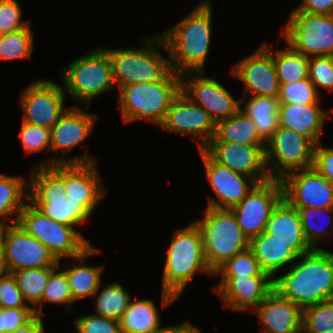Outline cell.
I'll return each instance as SVG.
<instances>
[{"label": "cell", "mask_w": 333, "mask_h": 333, "mask_svg": "<svg viewBox=\"0 0 333 333\" xmlns=\"http://www.w3.org/2000/svg\"><path fill=\"white\" fill-rule=\"evenodd\" d=\"M267 42L249 56L234 63L232 74L244 83L242 96H267L278 98L280 84L274 67L272 50Z\"/></svg>", "instance_id": "18"}, {"label": "cell", "mask_w": 333, "mask_h": 333, "mask_svg": "<svg viewBox=\"0 0 333 333\" xmlns=\"http://www.w3.org/2000/svg\"><path fill=\"white\" fill-rule=\"evenodd\" d=\"M308 78L316 87L333 91V56L309 58Z\"/></svg>", "instance_id": "43"}, {"label": "cell", "mask_w": 333, "mask_h": 333, "mask_svg": "<svg viewBox=\"0 0 333 333\" xmlns=\"http://www.w3.org/2000/svg\"><path fill=\"white\" fill-rule=\"evenodd\" d=\"M28 202L20 212L17 223L45 245L58 261L61 258L70 261L92 246L91 239L86 240L81 231L46 217L30 201Z\"/></svg>", "instance_id": "10"}, {"label": "cell", "mask_w": 333, "mask_h": 333, "mask_svg": "<svg viewBox=\"0 0 333 333\" xmlns=\"http://www.w3.org/2000/svg\"><path fill=\"white\" fill-rule=\"evenodd\" d=\"M211 6L210 0L199 2L181 21L160 33L161 48L166 51L172 70L178 75L204 72L212 39Z\"/></svg>", "instance_id": "1"}, {"label": "cell", "mask_w": 333, "mask_h": 333, "mask_svg": "<svg viewBox=\"0 0 333 333\" xmlns=\"http://www.w3.org/2000/svg\"><path fill=\"white\" fill-rule=\"evenodd\" d=\"M300 217V221L302 223L303 232L305 235V238L307 239L309 245L313 249H320L317 245L320 244V242H323L322 238H328L330 237L329 231L326 229V227H321L320 223H322V219L320 216L325 217V220L328 222L331 221V215L333 214V207L330 208H296ZM322 214V215H320ZM327 214V215H326ZM331 214V215H328ZM320 217V218H319ZM316 219V223L313 222ZM318 220V221H317ZM320 220V222H319ZM319 222V226H317V223ZM314 223V224H313Z\"/></svg>", "instance_id": "37"}, {"label": "cell", "mask_w": 333, "mask_h": 333, "mask_svg": "<svg viewBox=\"0 0 333 333\" xmlns=\"http://www.w3.org/2000/svg\"><path fill=\"white\" fill-rule=\"evenodd\" d=\"M33 39L34 34L30 24L21 30L0 35V60L31 59L34 51Z\"/></svg>", "instance_id": "36"}, {"label": "cell", "mask_w": 333, "mask_h": 333, "mask_svg": "<svg viewBox=\"0 0 333 333\" xmlns=\"http://www.w3.org/2000/svg\"><path fill=\"white\" fill-rule=\"evenodd\" d=\"M117 97L122 121L146 120L160 126L175 97L181 92V75L172 71L163 81L121 87Z\"/></svg>", "instance_id": "5"}, {"label": "cell", "mask_w": 333, "mask_h": 333, "mask_svg": "<svg viewBox=\"0 0 333 333\" xmlns=\"http://www.w3.org/2000/svg\"><path fill=\"white\" fill-rule=\"evenodd\" d=\"M65 94L63 86L51 79L32 82L20 94L18 104L23 111L22 122L51 130L69 108L64 105Z\"/></svg>", "instance_id": "13"}, {"label": "cell", "mask_w": 333, "mask_h": 333, "mask_svg": "<svg viewBox=\"0 0 333 333\" xmlns=\"http://www.w3.org/2000/svg\"><path fill=\"white\" fill-rule=\"evenodd\" d=\"M29 178V201L46 217L77 227L92 215L82 204L65 195L64 181L50 167H33Z\"/></svg>", "instance_id": "6"}, {"label": "cell", "mask_w": 333, "mask_h": 333, "mask_svg": "<svg viewBox=\"0 0 333 333\" xmlns=\"http://www.w3.org/2000/svg\"><path fill=\"white\" fill-rule=\"evenodd\" d=\"M265 148L266 145L209 142L203 150L218 164L262 183L271 179L266 167Z\"/></svg>", "instance_id": "21"}, {"label": "cell", "mask_w": 333, "mask_h": 333, "mask_svg": "<svg viewBox=\"0 0 333 333\" xmlns=\"http://www.w3.org/2000/svg\"><path fill=\"white\" fill-rule=\"evenodd\" d=\"M250 96V98L249 96H241L240 105L243 107L240 109L253 120L258 134L267 142L279 128V99L267 96Z\"/></svg>", "instance_id": "29"}, {"label": "cell", "mask_w": 333, "mask_h": 333, "mask_svg": "<svg viewBox=\"0 0 333 333\" xmlns=\"http://www.w3.org/2000/svg\"><path fill=\"white\" fill-rule=\"evenodd\" d=\"M282 198L281 181L270 179L257 183L248 195L231 209L249 241L265 231L274 207Z\"/></svg>", "instance_id": "15"}, {"label": "cell", "mask_w": 333, "mask_h": 333, "mask_svg": "<svg viewBox=\"0 0 333 333\" xmlns=\"http://www.w3.org/2000/svg\"><path fill=\"white\" fill-rule=\"evenodd\" d=\"M145 38L142 40L145 44L141 48L103 47L111 59L113 78L118 90L129 84L163 81L173 71L171 59L165 58L157 49L162 47L161 34Z\"/></svg>", "instance_id": "4"}, {"label": "cell", "mask_w": 333, "mask_h": 333, "mask_svg": "<svg viewBox=\"0 0 333 333\" xmlns=\"http://www.w3.org/2000/svg\"><path fill=\"white\" fill-rule=\"evenodd\" d=\"M249 249L253 252L263 272L273 280L277 276L276 273L286 265L289 268L299 257L289 247V244L275 239V236L267 234L265 231L250 240Z\"/></svg>", "instance_id": "27"}, {"label": "cell", "mask_w": 333, "mask_h": 333, "mask_svg": "<svg viewBox=\"0 0 333 333\" xmlns=\"http://www.w3.org/2000/svg\"><path fill=\"white\" fill-rule=\"evenodd\" d=\"M1 308H32L25 301L12 273L0 279Z\"/></svg>", "instance_id": "46"}, {"label": "cell", "mask_w": 333, "mask_h": 333, "mask_svg": "<svg viewBox=\"0 0 333 333\" xmlns=\"http://www.w3.org/2000/svg\"><path fill=\"white\" fill-rule=\"evenodd\" d=\"M103 288L100 293L97 291L92 297L96 299V315L120 321L131 301L130 294L115 281L104 284Z\"/></svg>", "instance_id": "35"}, {"label": "cell", "mask_w": 333, "mask_h": 333, "mask_svg": "<svg viewBox=\"0 0 333 333\" xmlns=\"http://www.w3.org/2000/svg\"><path fill=\"white\" fill-rule=\"evenodd\" d=\"M2 245L9 273L21 269L60 266L54 255L18 223L0 226Z\"/></svg>", "instance_id": "14"}, {"label": "cell", "mask_w": 333, "mask_h": 333, "mask_svg": "<svg viewBox=\"0 0 333 333\" xmlns=\"http://www.w3.org/2000/svg\"><path fill=\"white\" fill-rule=\"evenodd\" d=\"M8 274L9 271L6 265L5 254L0 243V279L6 277Z\"/></svg>", "instance_id": "52"}, {"label": "cell", "mask_w": 333, "mask_h": 333, "mask_svg": "<svg viewBox=\"0 0 333 333\" xmlns=\"http://www.w3.org/2000/svg\"><path fill=\"white\" fill-rule=\"evenodd\" d=\"M280 103H299L300 105H310L320 103V93L309 79L280 84L279 96Z\"/></svg>", "instance_id": "41"}, {"label": "cell", "mask_w": 333, "mask_h": 333, "mask_svg": "<svg viewBox=\"0 0 333 333\" xmlns=\"http://www.w3.org/2000/svg\"><path fill=\"white\" fill-rule=\"evenodd\" d=\"M174 135H188L203 149L214 137L216 123L209 113L182 91L175 97L163 123L159 126Z\"/></svg>", "instance_id": "17"}, {"label": "cell", "mask_w": 333, "mask_h": 333, "mask_svg": "<svg viewBox=\"0 0 333 333\" xmlns=\"http://www.w3.org/2000/svg\"><path fill=\"white\" fill-rule=\"evenodd\" d=\"M316 144L309 138L283 126L266 142L265 160L271 179L313 167Z\"/></svg>", "instance_id": "11"}, {"label": "cell", "mask_w": 333, "mask_h": 333, "mask_svg": "<svg viewBox=\"0 0 333 333\" xmlns=\"http://www.w3.org/2000/svg\"><path fill=\"white\" fill-rule=\"evenodd\" d=\"M269 276L263 272L259 262L254 257L253 252L248 248L247 250L236 254L231 259L227 260L215 272L214 276Z\"/></svg>", "instance_id": "39"}, {"label": "cell", "mask_w": 333, "mask_h": 333, "mask_svg": "<svg viewBox=\"0 0 333 333\" xmlns=\"http://www.w3.org/2000/svg\"><path fill=\"white\" fill-rule=\"evenodd\" d=\"M25 200L29 201V178L0 174V226L17 223Z\"/></svg>", "instance_id": "30"}, {"label": "cell", "mask_w": 333, "mask_h": 333, "mask_svg": "<svg viewBox=\"0 0 333 333\" xmlns=\"http://www.w3.org/2000/svg\"><path fill=\"white\" fill-rule=\"evenodd\" d=\"M74 333H120V322L99 315L90 314L74 320ZM73 333V332H72Z\"/></svg>", "instance_id": "45"}, {"label": "cell", "mask_w": 333, "mask_h": 333, "mask_svg": "<svg viewBox=\"0 0 333 333\" xmlns=\"http://www.w3.org/2000/svg\"><path fill=\"white\" fill-rule=\"evenodd\" d=\"M22 10L17 0H0V35L26 28L30 21L22 20Z\"/></svg>", "instance_id": "44"}, {"label": "cell", "mask_w": 333, "mask_h": 333, "mask_svg": "<svg viewBox=\"0 0 333 333\" xmlns=\"http://www.w3.org/2000/svg\"><path fill=\"white\" fill-rule=\"evenodd\" d=\"M280 181L283 198L295 208L333 207V183L313 167L291 172Z\"/></svg>", "instance_id": "20"}, {"label": "cell", "mask_w": 333, "mask_h": 333, "mask_svg": "<svg viewBox=\"0 0 333 333\" xmlns=\"http://www.w3.org/2000/svg\"><path fill=\"white\" fill-rule=\"evenodd\" d=\"M281 31L284 41L308 58L333 56V15L290 12Z\"/></svg>", "instance_id": "12"}, {"label": "cell", "mask_w": 333, "mask_h": 333, "mask_svg": "<svg viewBox=\"0 0 333 333\" xmlns=\"http://www.w3.org/2000/svg\"><path fill=\"white\" fill-rule=\"evenodd\" d=\"M299 260V261H297ZM273 280V289L302 311L333 300V252L313 249Z\"/></svg>", "instance_id": "2"}, {"label": "cell", "mask_w": 333, "mask_h": 333, "mask_svg": "<svg viewBox=\"0 0 333 333\" xmlns=\"http://www.w3.org/2000/svg\"><path fill=\"white\" fill-rule=\"evenodd\" d=\"M333 328V300L302 311V333H325Z\"/></svg>", "instance_id": "40"}, {"label": "cell", "mask_w": 333, "mask_h": 333, "mask_svg": "<svg viewBox=\"0 0 333 333\" xmlns=\"http://www.w3.org/2000/svg\"><path fill=\"white\" fill-rule=\"evenodd\" d=\"M58 267H55L51 271L44 289L41 299V317H43V303L64 304L67 308L66 311H70L72 308L71 305L75 302L72 298L66 273L64 270L56 272Z\"/></svg>", "instance_id": "38"}, {"label": "cell", "mask_w": 333, "mask_h": 333, "mask_svg": "<svg viewBox=\"0 0 333 333\" xmlns=\"http://www.w3.org/2000/svg\"><path fill=\"white\" fill-rule=\"evenodd\" d=\"M212 289L225 308L252 312L274 290L270 276H221Z\"/></svg>", "instance_id": "22"}, {"label": "cell", "mask_w": 333, "mask_h": 333, "mask_svg": "<svg viewBox=\"0 0 333 333\" xmlns=\"http://www.w3.org/2000/svg\"><path fill=\"white\" fill-rule=\"evenodd\" d=\"M209 142H231L245 145H266L255 123L241 109L216 123L214 137Z\"/></svg>", "instance_id": "31"}, {"label": "cell", "mask_w": 333, "mask_h": 333, "mask_svg": "<svg viewBox=\"0 0 333 333\" xmlns=\"http://www.w3.org/2000/svg\"><path fill=\"white\" fill-rule=\"evenodd\" d=\"M20 141L26 154L41 152L44 149L51 151V130L22 122L19 132Z\"/></svg>", "instance_id": "42"}, {"label": "cell", "mask_w": 333, "mask_h": 333, "mask_svg": "<svg viewBox=\"0 0 333 333\" xmlns=\"http://www.w3.org/2000/svg\"><path fill=\"white\" fill-rule=\"evenodd\" d=\"M86 151L72 158L54 156L33 167H50L64 181L66 197L82 204L92 214L106 192L98 162Z\"/></svg>", "instance_id": "7"}, {"label": "cell", "mask_w": 333, "mask_h": 333, "mask_svg": "<svg viewBox=\"0 0 333 333\" xmlns=\"http://www.w3.org/2000/svg\"><path fill=\"white\" fill-rule=\"evenodd\" d=\"M63 72L64 91L89 107L93 99L116 87L111 59L102 47L73 60Z\"/></svg>", "instance_id": "9"}, {"label": "cell", "mask_w": 333, "mask_h": 333, "mask_svg": "<svg viewBox=\"0 0 333 333\" xmlns=\"http://www.w3.org/2000/svg\"><path fill=\"white\" fill-rule=\"evenodd\" d=\"M327 112L319 107V103L300 105L299 103L279 104V126L291 129L309 139L316 145L321 141V134Z\"/></svg>", "instance_id": "26"}, {"label": "cell", "mask_w": 333, "mask_h": 333, "mask_svg": "<svg viewBox=\"0 0 333 333\" xmlns=\"http://www.w3.org/2000/svg\"><path fill=\"white\" fill-rule=\"evenodd\" d=\"M76 104L67 109L51 129V152L68 153L88 138L94 129L97 114L87 112L89 106L80 108Z\"/></svg>", "instance_id": "23"}, {"label": "cell", "mask_w": 333, "mask_h": 333, "mask_svg": "<svg viewBox=\"0 0 333 333\" xmlns=\"http://www.w3.org/2000/svg\"><path fill=\"white\" fill-rule=\"evenodd\" d=\"M172 237L163 269L162 308L180 298L196 273L214 276L207 265L201 231L194 221L178 228Z\"/></svg>", "instance_id": "3"}, {"label": "cell", "mask_w": 333, "mask_h": 333, "mask_svg": "<svg viewBox=\"0 0 333 333\" xmlns=\"http://www.w3.org/2000/svg\"><path fill=\"white\" fill-rule=\"evenodd\" d=\"M313 168L333 183V148L318 143L314 151Z\"/></svg>", "instance_id": "47"}, {"label": "cell", "mask_w": 333, "mask_h": 333, "mask_svg": "<svg viewBox=\"0 0 333 333\" xmlns=\"http://www.w3.org/2000/svg\"><path fill=\"white\" fill-rule=\"evenodd\" d=\"M199 154L216 198H209L207 207L231 210L240 203L254 188L257 182L244 174L232 171L230 168L215 162L203 149Z\"/></svg>", "instance_id": "19"}, {"label": "cell", "mask_w": 333, "mask_h": 333, "mask_svg": "<svg viewBox=\"0 0 333 333\" xmlns=\"http://www.w3.org/2000/svg\"><path fill=\"white\" fill-rule=\"evenodd\" d=\"M0 333H4V308L0 307Z\"/></svg>", "instance_id": "53"}, {"label": "cell", "mask_w": 333, "mask_h": 333, "mask_svg": "<svg viewBox=\"0 0 333 333\" xmlns=\"http://www.w3.org/2000/svg\"><path fill=\"white\" fill-rule=\"evenodd\" d=\"M290 12H303L313 15H333V0H302Z\"/></svg>", "instance_id": "49"}, {"label": "cell", "mask_w": 333, "mask_h": 333, "mask_svg": "<svg viewBox=\"0 0 333 333\" xmlns=\"http://www.w3.org/2000/svg\"><path fill=\"white\" fill-rule=\"evenodd\" d=\"M286 49H278L272 58L279 84H288L308 78L309 58L295 51L286 43Z\"/></svg>", "instance_id": "34"}, {"label": "cell", "mask_w": 333, "mask_h": 333, "mask_svg": "<svg viewBox=\"0 0 333 333\" xmlns=\"http://www.w3.org/2000/svg\"><path fill=\"white\" fill-rule=\"evenodd\" d=\"M253 312L263 325L260 333H302V310L275 290Z\"/></svg>", "instance_id": "24"}, {"label": "cell", "mask_w": 333, "mask_h": 333, "mask_svg": "<svg viewBox=\"0 0 333 333\" xmlns=\"http://www.w3.org/2000/svg\"><path fill=\"white\" fill-rule=\"evenodd\" d=\"M153 333H201V331L198 327L192 325L188 321H185L182 324L174 326H163L159 330L154 331Z\"/></svg>", "instance_id": "51"}, {"label": "cell", "mask_w": 333, "mask_h": 333, "mask_svg": "<svg viewBox=\"0 0 333 333\" xmlns=\"http://www.w3.org/2000/svg\"><path fill=\"white\" fill-rule=\"evenodd\" d=\"M325 333H333V328H331L330 330H327Z\"/></svg>", "instance_id": "54"}, {"label": "cell", "mask_w": 333, "mask_h": 333, "mask_svg": "<svg viewBox=\"0 0 333 333\" xmlns=\"http://www.w3.org/2000/svg\"><path fill=\"white\" fill-rule=\"evenodd\" d=\"M119 322L123 333H153L162 327L158 308L150 299L131 300Z\"/></svg>", "instance_id": "32"}, {"label": "cell", "mask_w": 333, "mask_h": 333, "mask_svg": "<svg viewBox=\"0 0 333 333\" xmlns=\"http://www.w3.org/2000/svg\"><path fill=\"white\" fill-rule=\"evenodd\" d=\"M11 333H45L42 317L37 314L25 325Z\"/></svg>", "instance_id": "50"}, {"label": "cell", "mask_w": 333, "mask_h": 333, "mask_svg": "<svg viewBox=\"0 0 333 333\" xmlns=\"http://www.w3.org/2000/svg\"><path fill=\"white\" fill-rule=\"evenodd\" d=\"M204 215L194 222L202 234L207 265L214 273L227 260L247 250L250 241L231 210L207 207Z\"/></svg>", "instance_id": "8"}, {"label": "cell", "mask_w": 333, "mask_h": 333, "mask_svg": "<svg viewBox=\"0 0 333 333\" xmlns=\"http://www.w3.org/2000/svg\"><path fill=\"white\" fill-rule=\"evenodd\" d=\"M55 267L29 268L12 272L27 304L41 317V299L49 275Z\"/></svg>", "instance_id": "33"}, {"label": "cell", "mask_w": 333, "mask_h": 333, "mask_svg": "<svg viewBox=\"0 0 333 333\" xmlns=\"http://www.w3.org/2000/svg\"><path fill=\"white\" fill-rule=\"evenodd\" d=\"M35 315L33 308H4V333L17 330Z\"/></svg>", "instance_id": "48"}, {"label": "cell", "mask_w": 333, "mask_h": 333, "mask_svg": "<svg viewBox=\"0 0 333 333\" xmlns=\"http://www.w3.org/2000/svg\"><path fill=\"white\" fill-rule=\"evenodd\" d=\"M99 252H101V250L92 245L82 255L73 258L75 265H71L69 268L67 267V263L65 264L66 268H64V271L69 281L72 298L75 302L84 298L86 299L87 297L92 298L100 287H102L101 275L105 263L100 266H89L83 263L86 258L99 254ZM76 262H78V264Z\"/></svg>", "instance_id": "28"}, {"label": "cell", "mask_w": 333, "mask_h": 333, "mask_svg": "<svg viewBox=\"0 0 333 333\" xmlns=\"http://www.w3.org/2000/svg\"><path fill=\"white\" fill-rule=\"evenodd\" d=\"M181 91L205 109L215 123L231 117L241 107L240 98L235 99L226 87L212 77H206L204 72L181 75Z\"/></svg>", "instance_id": "16"}, {"label": "cell", "mask_w": 333, "mask_h": 333, "mask_svg": "<svg viewBox=\"0 0 333 333\" xmlns=\"http://www.w3.org/2000/svg\"><path fill=\"white\" fill-rule=\"evenodd\" d=\"M265 232L275 236V239L289 244V247L299 256L313 250L305 238L297 209L284 198L274 207Z\"/></svg>", "instance_id": "25"}]
</instances>
